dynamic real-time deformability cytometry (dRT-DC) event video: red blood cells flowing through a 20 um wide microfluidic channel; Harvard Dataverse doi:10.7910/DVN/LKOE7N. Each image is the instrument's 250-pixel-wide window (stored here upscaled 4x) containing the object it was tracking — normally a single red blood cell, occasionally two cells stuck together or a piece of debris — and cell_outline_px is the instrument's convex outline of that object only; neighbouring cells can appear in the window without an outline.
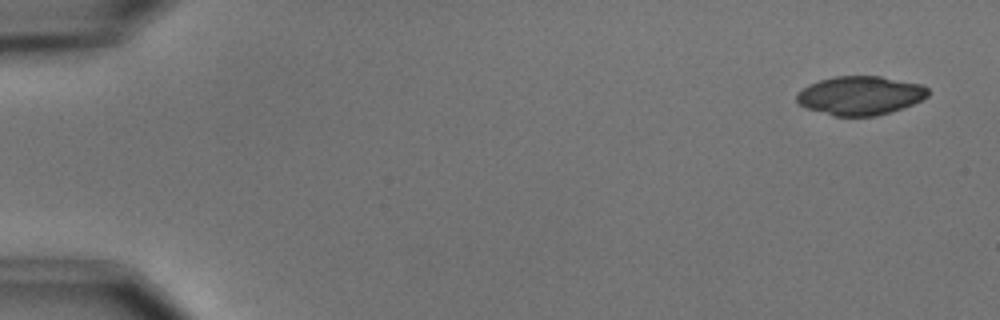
{"species": "common noctule bat (a hibernating species)", "species_latin": "Nyctalus noctula", "temperature_condition": "cold", "stored_images_in_passage": 4, "camera_frame_rate_fps": 3000, "um_per_image_px": 0.085, "animal": {"sex": "male", "body_mass_g": 15.6}, "frame": {"image": 1, "passage_image": 1, "time_ms": 0.0, "image_size_px": [1000, 320], "cell_outline_px": [[928, 96], [912, 104], [876, 116], [832, 116], [804, 108], [796, 100], [796, 92], [808, 84], [832, 76], [880, 76], [920, 84], [928, 88]], "centroid_in_image_um": [73.05, 8.12], "position_along_channel_um": 12.0, "area_um2": 29.77}}